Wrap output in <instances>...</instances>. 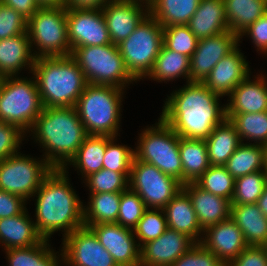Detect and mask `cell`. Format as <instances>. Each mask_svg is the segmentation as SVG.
Segmentation results:
<instances>
[{"label":"cell","instance_id":"6da1fadb","mask_svg":"<svg viewBox=\"0 0 267 266\" xmlns=\"http://www.w3.org/2000/svg\"><path fill=\"white\" fill-rule=\"evenodd\" d=\"M221 97L202 82H186L166 99L160 118L179 137L205 140L226 119Z\"/></svg>","mask_w":267,"mask_h":266},{"label":"cell","instance_id":"7a4b0ae2","mask_svg":"<svg viewBox=\"0 0 267 266\" xmlns=\"http://www.w3.org/2000/svg\"><path fill=\"white\" fill-rule=\"evenodd\" d=\"M67 168L52 169L35 193L38 196L34 223L37 232L45 240L56 231H64L63 237H66L84 226V205L70 187Z\"/></svg>","mask_w":267,"mask_h":266},{"label":"cell","instance_id":"3957f363","mask_svg":"<svg viewBox=\"0 0 267 266\" xmlns=\"http://www.w3.org/2000/svg\"><path fill=\"white\" fill-rule=\"evenodd\" d=\"M31 132L53 169L66 167L87 136L75 107H44Z\"/></svg>","mask_w":267,"mask_h":266},{"label":"cell","instance_id":"277c9868","mask_svg":"<svg viewBox=\"0 0 267 266\" xmlns=\"http://www.w3.org/2000/svg\"><path fill=\"white\" fill-rule=\"evenodd\" d=\"M31 73L43 107H75L88 84L71 56L37 58Z\"/></svg>","mask_w":267,"mask_h":266},{"label":"cell","instance_id":"5b68a950","mask_svg":"<svg viewBox=\"0 0 267 266\" xmlns=\"http://www.w3.org/2000/svg\"><path fill=\"white\" fill-rule=\"evenodd\" d=\"M123 89L88 83L75 109L87 135L117 137L120 126Z\"/></svg>","mask_w":267,"mask_h":266},{"label":"cell","instance_id":"8992f818","mask_svg":"<svg viewBox=\"0 0 267 266\" xmlns=\"http://www.w3.org/2000/svg\"><path fill=\"white\" fill-rule=\"evenodd\" d=\"M32 79L5 76L0 81V121L24 133H30L44 108L35 77Z\"/></svg>","mask_w":267,"mask_h":266},{"label":"cell","instance_id":"52a82bcc","mask_svg":"<svg viewBox=\"0 0 267 266\" xmlns=\"http://www.w3.org/2000/svg\"><path fill=\"white\" fill-rule=\"evenodd\" d=\"M82 70L87 83L109 85L124 89L136 81L127 70L118 46H81L70 55Z\"/></svg>","mask_w":267,"mask_h":266},{"label":"cell","instance_id":"ba28073f","mask_svg":"<svg viewBox=\"0 0 267 266\" xmlns=\"http://www.w3.org/2000/svg\"><path fill=\"white\" fill-rule=\"evenodd\" d=\"M179 138L175 131L159 118L155 126H150L140 133L137 142L139 144L134 150L135 158L154 165L183 184Z\"/></svg>","mask_w":267,"mask_h":266},{"label":"cell","instance_id":"9c48e42d","mask_svg":"<svg viewBox=\"0 0 267 266\" xmlns=\"http://www.w3.org/2000/svg\"><path fill=\"white\" fill-rule=\"evenodd\" d=\"M67 9L59 7H40L27 20L26 31L31 47L37 46L35 58L64 57L71 55L67 30Z\"/></svg>","mask_w":267,"mask_h":266},{"label":"cell","instance_id":"30bf717a","mask_svg":"<svg viewBox=\"0 0 267 266\" xmlns=\"http://www.w3.org/2000/svg\"><path fill=\"white\" fill-rule=\"evenodd\" d=\"M163 44V26L148 14L117 46L127 70L139 81L151 72Z\"/></svg>","mask_w":267,"mask_h":266},{"label":"cell","instance_id":"8fae6325","mask_svg":"<svg viewBox=\"0 0 267 266\" xmlns=\"http://www.w3.org/2000/svg\"><path fill=\"white\" fill-rule=\"evenodd\" d=\"M43 158L38 160L20 152L0 160V190L15 194L24 200L35 197L43 179L52 171Z\"/></svg>","mask_w":267,"mask_h":266},{"label":"cell","instance_id":"7c38bea8","mask_svg":"<svg viewBox=\"0 0 267 266\" xmlns=\"http://www.w3.org/2000/svg\"><path fill=\"white\" fill-rule=\"evenodd\" d=\"M129 188L144 201L146 208L163 209L182 190V183L149 163L133 158Z\"/></svg>","mask_w":267,"mask_h":266},{"label":"cell","instance_id":"4fadbf2b","mask_svg":"<svg viewBox=\"0 0 267 266\" xmlns=\"http://www.w3.org/2000/svg\"><path fill=\"white\" fill-rule=\"evenodd\" d=\"M61 259L70 266H118L111 254L88 227L74 230L63 238Z\"/></svg>","mask_w":267,"mask_h":266},{"label":"cell","instance_id":"5bb4252c","mask_svg":"<svg viewBox=\"0 0 267 266\" xmlns=\"http://www.w3.org/2000/svg\"><path fill=\"white\" fill-rule=\"evenodd\" d=\"M68 41L71 51L81 46L111 44L102 10L67 9Z\"/></svg>","mask_w":267,"mask_h":266},{"label":"cell","instance_id":"9a60e30c","mask_svg":"<svg viewBox=\"0 0 267 266\" xmlns=\"http://www.w3.org/2000/svg\"><path fill=\"white\" fill-rule=\"evenodd\" d=\"M102 13L110 40L117 46L127 39L149 14V2L147 0H111L103 7Z\"/></svg>","mask_w":267,"mask_h":266},{"label":"cell","instance_id":"2e32d148","mask_svg":"<svg viewBox=\"0 0 267 266\" xmlns=\"http://www.w3.org/2000/svg\"><path fill=\"white\" fill-rule=\"evenodd\" d=\"M98 237L100 243L111 254L118 266H140V246L133 229L118 223L84 225Z\"/></svg>","mask_w":267,"mask_h":266},{"label":"cell","instance_id":"e0dca14e","mask_svg":"<svg viewBox=\"0 0 267 266\" xmlns=\"http://www.w3.org/2000/svg\"><path fill=\"white\" fill-rule=\"evenodd\" d=\"M239 44V37L227 31L198 40L190 57V82H203L215 65Z\"/></svg>","mask_w":267,"mask_h":266},{"label":"cell","instance_id":"ac0fdd59","mask_svg":"<svg viewBox=\"0 0 267 266\" xmlns=\"http://www.w3.org/2000/svg\"><path fill=\"white\" fill-rule=\"evenodd\" d=\"M195 242L187 235L167 228L157 239L140 248V266H171Z\"/></svg>","mask_w":267,"mask_h":266},{"label":"cell","instance_id":"d6986e66","mask_svg":"<svg viewBox=\"0 0 267 266\" xmlns=\"http://www.w3.org/2000/svg\"><path fill=\"white\" fill-rule=\"evenodd\" d=\"M200 243L225 265L234 260L247 246L243 233L230 218L203 230ZM205 237V238H204Z\"/></svg>","mask_w":267,"mask_h":266},{"label":"cell","instance_id":"ffe728a7","mask_svg":"<svg viewBox=\"0 0 267 266\" xmlns=\"http://www.w3.org/2000/svg\"><path fill=\"white\" fill-rule=\"evenodd\" d=\"M223 57L202 82L212 92L228 96L250 74L248 62L238 48Z\"/></svg>","mask_w":267,"mask_h":266},{"label":"cell","instance_id":"44dd1931","mask_svg":"<svg viewBox=\"0 0 267 266\" xmlns=\"http://www.w3.org/2000/svg\"><path fill=\"white\" fill-rule=\"evenodd\" d=\"M182 190L189 196L203 230L230 219L231 201L228 199L203 190L195 182L182 184Z\"/></svg>","mask_w":267,"mask_h":266},{"label":"cell","instance_id":"7402d4cb","mask_svg":"<svg viewBox=\"0 0 267 266\" xmlns=\"http://www.w3.org/2000/svg\"><path fill=\"white\" fill-rule=\"evenodd\" d=\"M257 78V80H256ZM267 77L257 75L255 80L248 76L229 95L225 104L226 113H258L267 111Z\"/></svg>","mask_w":267,"mask_h":266},{"label":"cell","instance_id":"603a6c76","mask_svg":"<svg viewBox=\"0 0 267 266\" xmlns=\"http://www.w3.org/2000/svg\"><path fill=\"white\" fill-rule=\"evenodd\" d=\"M31 48L27 31L0 40V76H16L27 66L32 71L36 58Z\"/></svg>","mask_w":267,"mask_h":266},{"label":"cell","instance_id":"cb8c5ba5","mask_svg":"<svg viewBox=\"0 0 267 266\" xmlns=\"http://www.w3.org/2000/svg\"><path fill=\"white\" fill-rule=\"evenodd\" d=\"M187 26L198 40L229 31L224 0H201Z\"/></svg>","mask_w":267,"mask_h":266},{"label":"cell","instance_id":"d4e9b609","mask_svg":"<svg viewBox=\"0 0 267 266\" xmlns=\"http://www.w3.org/2000/svg\"><path fill=\"white\" fill-rule=\"evenodd\" d=\"M163 210L168 228L187 235L195 243H200L203 229L199 225L189 196L183 190L178 192Z\"/></svg>","mask_w":267,"mask_h":266},{"label":"cell","instance_id":"484cf974","mask_svg":"<svg viewBox=\"0 0 267 266\" xmlns=\"http://www.w3.org/2000/svg\"><path fill=\"white\" fill-rule=\"evenodd\" d=\"M42 240L27 209L16 216L0 219V243L4 250L31 247Z\"/></svg>","mask_w":267,"mask_h":266},{"label":"cell","instance_id":"4316f807","mask_svg":"<svg viewBox=\"0 0 267 266\" xmlns=\"http://www.w3.org/2000/svg\"><path fill=\"white\" fill-rule=\"evenodd\" d=\"M230 218L240 228L248 245L267 243V217L257 203L231 205Z\"/></svg>","mask_w":267,"mask_h":266},{"label":"cell","instance_id":"83f0119b","mask_svg":"<svg viewBox=\"0 0 267 266\" xmlns=\"http://www.w3.org/2000/svg\"><path fill=\"white\" fill-rule=\"evenodd\" d=\"M205 142L211 166H224L242 143L235 126L229 119H225L220 125H217Z\"/></svg>","mask_w":267,"mask_h":266},{"label":"cell","instance_id":"f1b7e54d","mask_svg":"<svg viewBox=\"0 0 267 266\" xmlns=\"http://www.w3.org/2000/svg\"><path fill=\"white\" fill-rule=\"evenodd\" d=\"M224 167L234 178L256 171H267L266 146L255 143H241Z\"/></svg>","mask_w":267,"mask_h":266},{"label":"cell","instance_id":"f546056e","mask_svg":"<svg viewBox=\"0 0 267 266\" xmlns=\"http://www.w3.org/2000/svg\"><path fill=\"white\" fill-rule=\"evenodd\" d=\"M201 0H148L149 14L163 27L187 25Z\"/></svg>","mask_w":267,"mask_h":266},{"label":"cell","instance_id":"4dcf8cb0","mask_svg":"<svg viewBox=\"0 0 267 266\" xmlns=\"http://www.w3.org/2000/svg\"><path fill=\"white\" fill-rule=\"evenodd\" d=\"M179 151L183 167V184L196 182L211 166L205 140L180 137Z\"/></svg>","mask_w":267,"mask_h":266},{"label":"cell","instance_id":"1f68e13d","mask_svg":"<svg viewBox=\"0 0 267 266\" xmlns=\"http://www.w3.org/2000/svg\"><path fill=\"white\" fill-rule=\"evenodd\" d=\"M228 28L238 37L267 12V0H224Z\"/></svg>","mask_w":267,"mask_h":266},{"label":"cell","instance_id":"d6a6232c","mask_svg":"<svg viewBox=\"0 0 267 266\" xmlns=\"http://www.w3.org/2000/svg\"><path fill=\"white\" fill-rule=\"evenodd\" d=\"M106 151V136L87 135L77 153L67 165H73L81 172L84 179L103 169Z\"/></svg>","mask_w":267,"mask_h":266},{"label":"cell","instance_id":"836d02e7","mask_svg":"<svg viewBox=\"0 0 267 266\" xmlns=\"http://www.w3.org/2000/svg\"><path fill=\"white\" fill-rule=\"evenodd\" d=\"M190 62V57L172 51L163 44L148 77L166 82L184 76L190 82Z\"/></svg>","mask_w":267,"mask_h":266},{"label":"cell","instance_id":"e575fe53","mask_svg":"<svg viewBox=\"0 0 267 266\" xmlns=\"http://www.w3.org/2000/svg\"><path fill=\"white\" fill-rule=\"evenodd\" d=\"M121 194L122 192L90 194V202L83 206L84 225L116 223Z\"/></svg>","mask_w":267,"mask_h":266},{"label":"cell","instance_id":"d590c367","mask_svg":"<svg viewBox=\"0 0 267 266\" xmlns=\"http://www.w3.org/2000/svg\"><path fill=\"white\" fill-rule=\"evenodd\" d=\"M49 240L26 248L5 250L9 266H59V257L49 248Z\"/></svg>","mask_w":267,"mask_h":266},{"label":"cell","instance_id":"8d00e7d4","mask_svg":"<svg viewBox=\"0 0 267 266\" xmlns=\"http://www.w3.org/2000/svg\"><path fill=\"white\" fill-rule=\"evenodd\" d=\"M226 119L235 126L239 138L267 145V111L258 113H226Z\"/></svg>","mask_w":267,"mask_h":266},{"label":"cell","instance_id":"74e56055","mask_svg":"<svg viewBox=\"0 0 267 266\" xmlns=\"http://www.w3.org/2000/svg\"><path fill=\"white\" fill-rule=\"evenodd\" d=\"M267 185V171H256L235 178L231 205L257 203Z\"/></svg>","mask_w":267,"mask_h":266},{"label":"cell","instance_id":"f35d334b","mask_svg":"<svg viewBox=\"0 0 267 266\" xmlns=\"http://www.w3.org/2000/svg\"><path fill=\"white\" fill-rule=\"evenodd\" d=\"M195 183L205 191L232 200L235 178L224 166H210Z\"/></svg>","mask_w":267,"mask_h":266},{"label":"cell","instance_id":"ab89813d","mask_svg":"<svg viewBox=\"0 0 267 266\" xmlns=\"http://www.w3.org/2000/svg\"><path fill=\"white\" fill-rule=\"evenodd\" d=\"M130 172H114L101 169L91 174L85 180L91 194L122 192L129 187Z\"/></svg>","mask_w":267,"mask_h":266},{"label":"cell","instance_id":"60d3db41","mask_svg":"<svg viewBox=\"0 0 267 266\" xmlns=\"http://www.w3.org/2000/svg\"><path fill=\"white\" fill-rule=\"evenodd\" d=\"M167 228L164 210L147 208L142 218L133 228V233L136 235L137 240L139 239L138 244L141 247L146 242L157 239Z\"/></svg>","mask_w":267,"mask_h":266},{"label":"cell","instance_id":"b9f144b4","mask_svg":"<svg viewBox=\"0 0 267 266\" xmlns=\"http://www.w3.org/2000/svg\"><path fill=\"white\" fill-rule=\"evenodd\" d=\"M163 43L168 49L191 57L198 39L187 25H172L163 27Z\"/></svg>","mask_w":267,"mask_h":266},{"label":"cell","instance_id":"7bdbcfd3","mask_svg":"<svg viewBox=\"0 0 267 266\" xmlns=\"http://www.w3.org/2000/svg\"><path fill=\"white\" fill-rule=\"evenodd\" d=\"M116 137L106 136V151L103 168L114 172H130L134 150L126 145L115 144Z\"/></svg>","mask_w":267,"mask_h":266},{"label":"cell","instance_id":"ee69618b","mask_svg":"<svg viewBox=\"0 0 267 266\" xmlns=\"http://www.w3.org/2000/svg\"><path fill=\"white\" fill-rule=\"evenodd\" d=\"M146 209L144 201L128 187L125 191H122L116 223L133 229Z\"/></svg>","mask_w":267,"mask_h":266},{"label":"cell","instance_id":"f6af8a7d","mask_svg":"<svg viewBox=\"0 0 267 266\" xmlns=\"http://www.w3.org/2000/svg\"><path fill=\"white\" fill-rule=\"evenodd\" d=\"M171 266H225V264L201 243H195Z\"/></svg>","mask_w":267,"mask_h":266},{"label":"cell","instance_id":"bcb514c9","mask_svg":"<svg viewBox=\"0 0 267 266\" xmlns=\"http://www.w3.org/2000/svg\"><path fill=\"white\" fill-rule=\"evenodd\" d=\"M27 20L12 7L0 2V40L26 32Z\"/></svg>","mask_w":267,"mask_h":266},{"label":"cell","instance_id":"7dc6e473","mask_svg":"<svg viewBox=\"0 0 267 266\" xmlns=\"http://www.w3.org/2000/svg\"><path fill=\"white\" fill-rule=\"evenodd\" d=\"M25 134L17 126L0 121V160L18 153Z\"/></svg>","mask_w":267,"mask_h":266},{"label":"cell","instance_id":"c3c4849f","mask_svg":"<svg viewBox=\"0 0 267 266\" xmlns=\"http://www.w3.org/2000/svg\"><path fill=\"white\" fill-rule=\"evenodd\" d=\"M225 266H267V249L265 246L248 245Z\"/></svg>","mask_w":267,"mask_h":266},{"label":"cell","instance_id":"681fc988","mask_svg":"<svg viewBox=\"0 0 267 266\" xmlns=\"http://www.w3.org/2000/svg\"><path fill=\"white\" fill-rule=\"evenodd\" d=\"M249 35L258 51L267 54V12L246 28L239 36Z\"/></svg>","mask_w":267,"mask_h":266},{"label":"cell","instance_id":"f907efd6","mask_svg":"<svg viewBox=\"0 0 267 266\" xmlns=\"http://www.w3.org/2000/svg\"><path fill=\"white\" fill-rule=\"evenodd\" d=\"M25 203L22 197L0 190V219L22 213L26 209Z\"/></svg>","mask_w":267,"mask_h":266},{"label":"cell","instance_id":"816d5d0a","mask_svg":"<svg viewBox=\"0 0 267 266\" xmlns=\"http://www.w3.org/2000/svg\"><path fill=\"white\" fill-rule=\"evenodd\" d=\"M0 2L12 7L26 20L30 19L36 10L40 8L36 0H0Z\"/></svg>","mask_w":267,"mask_h":266},{"label":"cell","instance_id":"f5cc1de1","mask_svg":"<svg viewBox=\"0 0 267 266\" xmlns=\"http://www.w3.org/2000/svg\"><path fill=\"white\" fill-rule=\"evenodd\" d=\"M111 0H64L63 6L66 9H98L103 7Z\"/></svg>","mask_w":267,"mask_h":266},{"label":"cell","instance_id":"db71d44e","mask_svg":"<svg viewBox=\"0 0 267 266\" xmlns=\"http://www.w3.org/2000/svg\"><path fill=\"white\" fill-rule=\"evenodd\" d=\"M257 205L262 213L267 217V185L265 186L262 195L258 198Z\"/></svg>","mask_w":267,"mask_h":266},{"label":"cell","instance_id":"11a10c76","mask_svg":"<svg viewBox=\"0 0 267 266\" xmlns=\"http://www.w3.org/2000/svg\"><path fill=\"white\" fill-rule=\"evenodd\" d=\"M40 7H59L63 6L64 0H36Z\"/></svg>","mask_w":267,"mask_h":266}]
</instances>
